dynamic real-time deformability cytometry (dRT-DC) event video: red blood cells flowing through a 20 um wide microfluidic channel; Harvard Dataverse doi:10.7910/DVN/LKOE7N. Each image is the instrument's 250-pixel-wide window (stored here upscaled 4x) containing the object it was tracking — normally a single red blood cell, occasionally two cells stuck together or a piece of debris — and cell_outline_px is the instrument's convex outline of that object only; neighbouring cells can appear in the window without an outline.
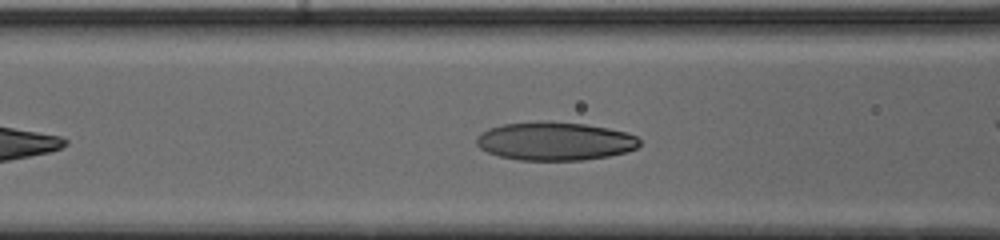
{"species": "human", "species_latin": "Homo sapiens", "temperature_condition": "cold", "stored_images_in_passage": 30, "camera_frame_rate_fps": 3000, "um_per_image_px": 0.085, "donor": {"sex": "male"}, "frame": {"image": 1, "passage_image": 9, "time_ms": 2.667, "image_size_px": [1000, 240], "cell_outline_px": [[640, 144], [636, 148], [628, 152], [608, 156], [584, 160], [520, 160], [500, 156], [488, 152], [480, 148], [476, 144], [476, 140], [488, 128], [504, 124], [544, 120], [584, 124], [608, 128], [624, 132], [636, 136], [640, 140]], "centroid_in_image_um": [47.19, 12.0], "position_along_channel_um": 119.4, "area_um2": 36.41}}
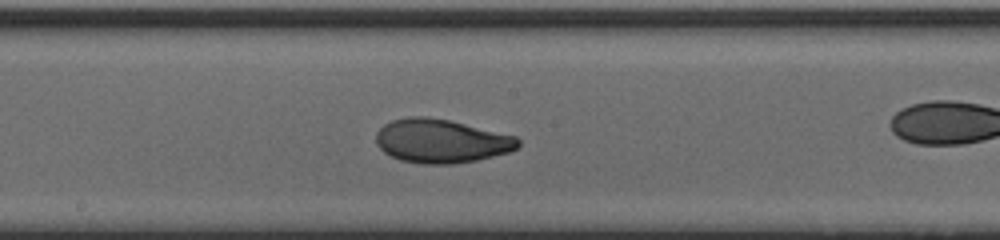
{"frame": {"image": 2, "passage_image": 16, "time_ms": 5.0, "image_size_px": [1000, 240], "cell_outline_px": [[520, 144], [516, 148], [508, 152], [476, 160], [452, 164], [424, 164], [400, 160], [384, 152], [376, 144], [376, 132], [384, 124], [392, 120], [408, 116], [428, 116], [448, 120], [516, 136], [520, 140]], "centroid_in_image_um": [37.47, 11.98], "position_along_channel_um": 210.7, "area_um2": 36.13}}
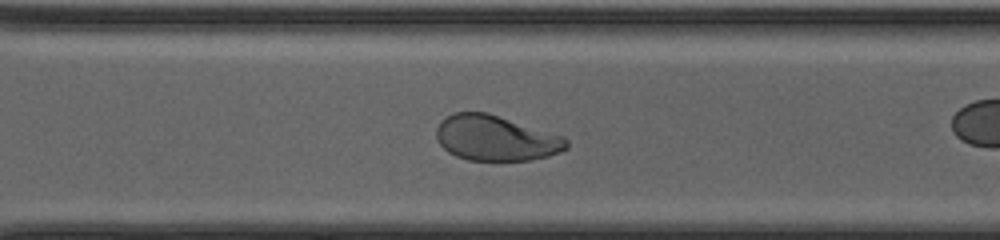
{"frame": {"image": 3, "passage_image": 25, "time_ms": 8.0, "image_size_px": [1000, 240], "cell_outline_px": [[568, 148], [560, 152], [548, 156], [532, 160], [468, 160], [456, 156], [448, 152], [440, 144], [436, 136], [436, 128], [440, 120], [456, 112], [488, 112], [564, 136], [568, 140]], "centroid_in_image_um": [42.15, 11.74], "position_along_channel_um": 328.5, "area_um2": 34.51}}